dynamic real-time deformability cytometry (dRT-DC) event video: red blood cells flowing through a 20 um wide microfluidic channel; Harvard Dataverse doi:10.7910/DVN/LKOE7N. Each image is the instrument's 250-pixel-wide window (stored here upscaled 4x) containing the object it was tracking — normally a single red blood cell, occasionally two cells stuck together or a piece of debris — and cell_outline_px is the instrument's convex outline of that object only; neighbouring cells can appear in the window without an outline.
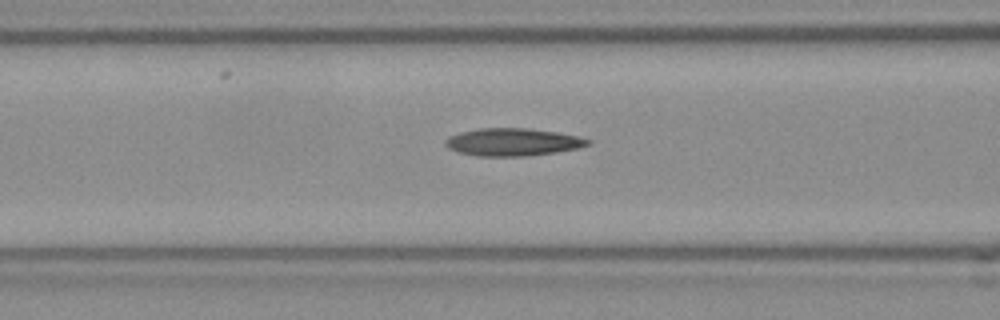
{"species": "Egyptian fruit bat (a non-hibernating species)", "species_latin": "Rousettus aegyptiacus", "temperature_condition": "room temperature", "stored_images_in_passage": 27, "camera_frame_rate_fps": 3000, "um_per_image_px": 0.085, "frame": {"image": 1, "passage_image": 5, "time_ms": 1.333, "image_size_px": [1000, 320], "cell_outline_px": [[592, 140], [588, 144], [576, 148], [552, 152], [524, 156], [480, 156], [460, 152], [448, 148], [444, 144], [444, 140], [448, 136], [460, 132], [480, 128], [528, 128], [556, 132], [580, 136]], "centroid_in_image_um": [43.54, 12.06], "position_along_channel_um": 123.1, "area_um2": 22.72}}
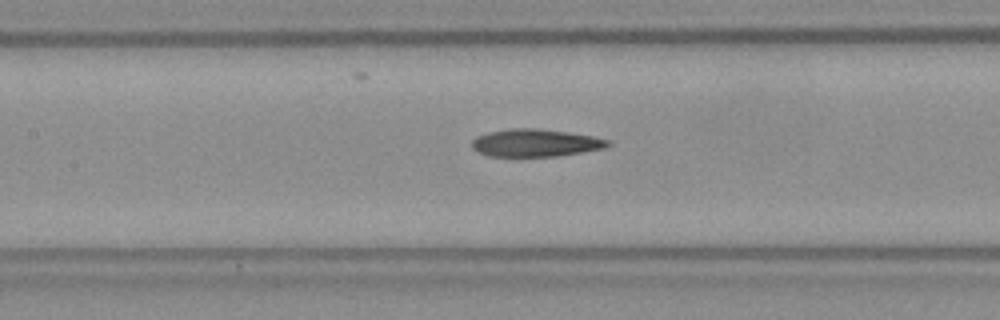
{"frame": {"image": 2, "passage_image": 8, "time_ms": 2.333, "image_size_px": [1000, 320], "cell_outline_px": [[612, 144], [604, 148], [556, 156], [488, 156], [476, 152], [472, 148], [472, 140], [476, 136], [488, 132], [512, 128], [540, 128], [568, 132], [592, 136], [612, 140]], "centroid_in_image_um": [45.5, 12.14], "position_along_channel_um": 161.9, "area_um2": 21.96}}